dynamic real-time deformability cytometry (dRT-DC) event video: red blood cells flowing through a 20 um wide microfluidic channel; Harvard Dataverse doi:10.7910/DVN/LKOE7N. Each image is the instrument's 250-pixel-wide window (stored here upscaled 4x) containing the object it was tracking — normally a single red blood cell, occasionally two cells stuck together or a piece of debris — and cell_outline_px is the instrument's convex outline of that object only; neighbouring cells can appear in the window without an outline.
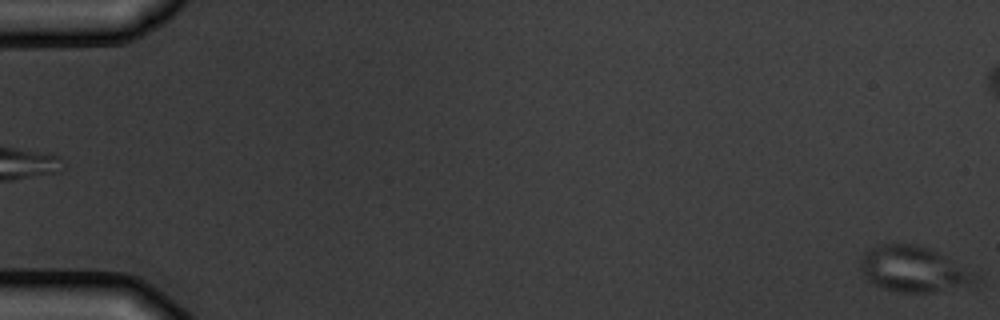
{"species": "common noctule bat (a hibernating species)", "species_latin": "Nyctalus noctula", "temperature_condition": "warm", "stored_images_in_passage": 5, "camera_frame_rate_fps": 3000, "um_per_image_px": 0.085, "animal": {"sex": "male", "body_mass_g": 19.5, "forearm_length_mm": 54.6}, "frame": {"image": 1, "passage_image": 5, "time_ms": 5.0, "image_size_px": [1000, 320], "cell_outline_px": [[980, 280], [976, 284], [932, 292], [900, 292], [884, 288], [868, 280], [864, 276], [860, 268], [860, 256], [868, 248], [884, 244], [916, 244], [928, 248], [936, 252], [980, 276]], "centroid_in_image_um": [77.63, 22.88], "position_along_channel_um": 7.4, "area_um2": 30.35}}